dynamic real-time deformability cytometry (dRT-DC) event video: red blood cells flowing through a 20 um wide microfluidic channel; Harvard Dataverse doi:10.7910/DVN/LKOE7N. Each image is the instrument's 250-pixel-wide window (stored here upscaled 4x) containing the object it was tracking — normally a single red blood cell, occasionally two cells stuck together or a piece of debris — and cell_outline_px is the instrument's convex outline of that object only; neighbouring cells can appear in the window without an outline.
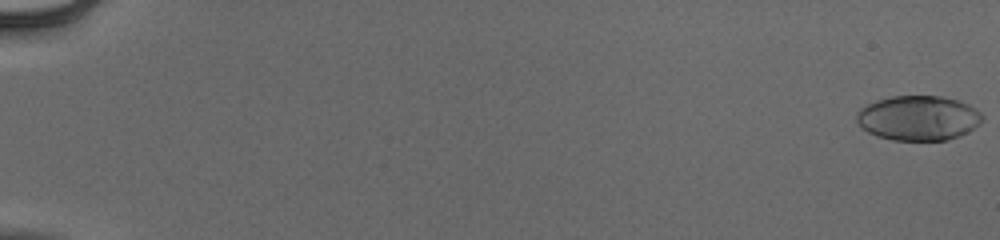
{"species": "human", "species_latin": "Homo sapiens", "temperature_condition": "cold", "stored_images_in_passage": 55, "camera_frame_rate_fps": 3000, "um_per_image_px": 0.085, "donor": {"sex": "male"}, "frame": {"image": 1, "passage_image": 1, "time_ms": 0.0, "image_size_px": [1000, 240], "cell_outline_px": [[984, 120], [980, 124], [968, 132], [960, 136], [948, 140], [892, 140], [876, 136], [868, 132], [856, 120], [856, 112], [860, 108], [876, 100], [892, 96], [940, 96], [956, 100], [968, 104], [976, 108], [984, 116]], "centroid_in_image_um": [78.08, 10.04], "position_along_channel_um": 6.9, "area_um2": 33.0}}
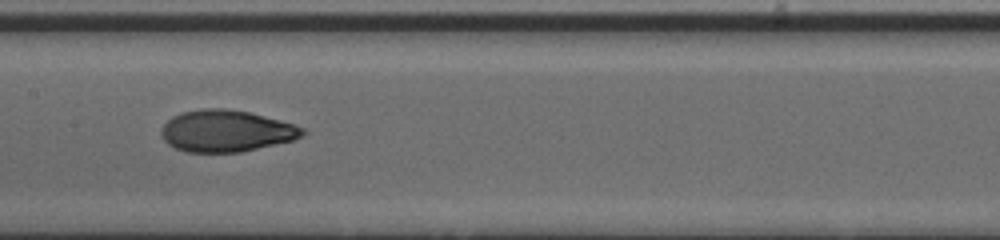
{"frame": {"image": 2, "passage_image": 31, "time_ms": 10.0, "image_size_px": [1000, 240], "cell_outline_px": [[308, 132], [304, 136], [292, 140], [240, 152], [188, 152], [176, 148], [168, 144], [164, 140], [160, 132], [164, 124], [172, 116], [180, 112], [200, 108], [224, 108], [248, 112], [264, 116], [292, 124], [304, 128]], "centroid_in_image_um": [19.2, 11.12], "position_along_channel_um": 188.2, "area_um2": 34.22}}
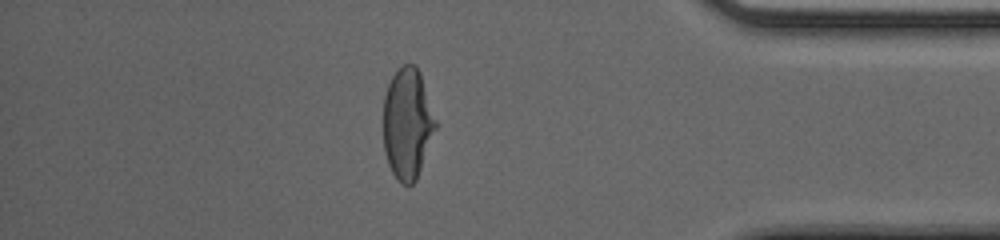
{"frame": {"image": 3, "passage_image": 49, "time_ms": 16.0, "image_size_px": [1000, 240], "cell_outline_px": [[436, 128], [416, 180], [412, 184], [400, 184], [396, 180], [388, 164], [384, 152], [384, 96], [388, 84], [392, 76], [404, 64], [416, 64], [420, 72], [436, 120]], "centroid_in_image_um": [34.62, 10.51], "position_along_channel_um": 400.6, "area_um2": 33.64}, "authors_computed_cell_mechanics": {"area_um2": 33.5818, "velocity_mm_per_s": 3.9594, "shape_relaxation_time_tau1_ms": 6.301, "shape_relaxation_time_tau2_ms": 0.7047, "deformation_change_tau1": 0.2521, "deformation_change_tau2": 0.0547}}